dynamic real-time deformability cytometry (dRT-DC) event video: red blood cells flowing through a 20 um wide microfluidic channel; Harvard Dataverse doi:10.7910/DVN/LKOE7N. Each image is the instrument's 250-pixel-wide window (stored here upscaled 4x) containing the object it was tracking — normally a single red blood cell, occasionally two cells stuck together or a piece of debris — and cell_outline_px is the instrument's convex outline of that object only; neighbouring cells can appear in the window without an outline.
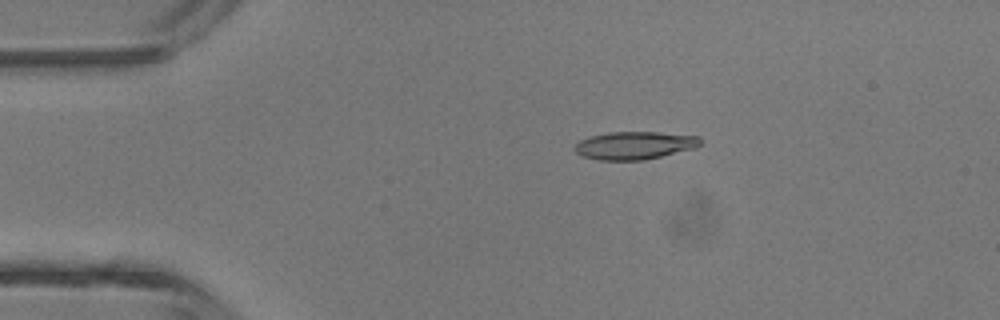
{"species": "common noctule bat (a hibernating species)", "species_latin": "Nyctalus noctula", "temperature_condition": "room temperature", "stored_images_in_passage": 4, "camera_frame_rate_fps": 3000, "um_per_image_px": 0.085, "animal": {"sex": "male", "body_mass_g": 13.3}, "frame": {"image": 1, "passage_image": 2, "time_ms": 1.333, "image_size_px": [1000, 320], "cell_outline_px": [[700, 144], [696, 148], [644, 160], [600, 160], [580, 156], [572, 148], [580, 140], [588, 136], [608, 132], [656, 132], [700, 136]], "centroid_in_image_um": [53.9, 12.36], "position_along_channel_um": 31.1, "area_um2": 20.52}}
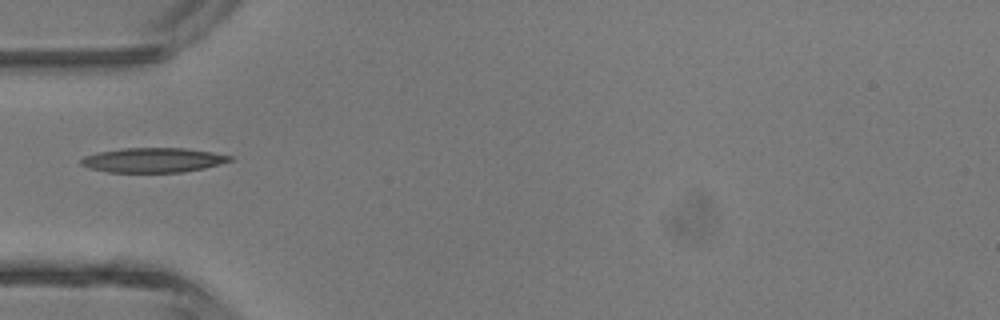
{"frame": {"image": 2, "passage_image": 4, "time_ms": 3.333, "image_size_px": [1000, 320], "cell_outline_px": [[232, 160], [220, 164], [204, 168], [180, 172], [108, 172], [92, 168], [80, 164], [80, 160], [84, 156], [100, 152], [124, 148], [184, 148], [212, 152], [232, 156]], "centroid_in_image_um": [13.03, 13.6], "position_along_channel_um": 72.0, "area_um2": 21.1}}